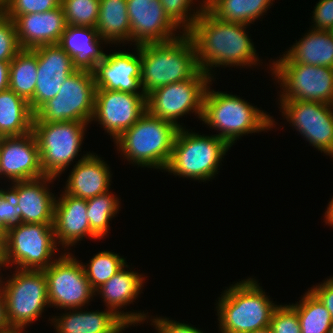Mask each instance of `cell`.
<instances>
[{
	"mask_svg": "<svg viewBox=\"0 0 333 333\" xmlns=\"http://www.w3.org/2000/svg\"><path fill=\"white\" fill-rule=\"evenodd\" d=\"M239 23L222 21L206 7L187 32L193 39L200 69L213 81L214 67H251L258 65L259 55L246 33L247 27Z\"/></svg>",
	"mask_w": 333,
	"mask_h": 333,
	"instance_id": "obj_1",
	"label": "cell"
},
{
	"mask_svg": "<svg viewBox=\"0 0 333 333\" xmlns=\"http://www.w3.org/2000/svg\"><path fill=\"white\" fill-rule=\"evenodd\" d=\"M141 87L147 95L154 89L191 79L200 67L196 46L188 33L168 42L139 45Z\"/></svg>",
	"mask_w": 333,
	"mask_h": 333,
	"instance_id": "obj_2",
	"label": "cell"
},
{
	"mask_svg": "<svg viewBox=\"0 0 333 333\" xmlns=\"http://www.w3.org/2000/svg\"><path fill=\"white\" fill-rule=\"evenodd\" d=\"M210 88L208 85L204 95L200 121L220 131L215 135L230 146L241 136L270 130L276 125L273 116L253 106L252 103L249 104L240 96L216 92Z\"/></svg>",
	"mask_w": 333,
	"mask_h": 333,
	"instance_id": "obj_3",
	"label": "cell"
},
{
	"mask_svg": "<svg viewBox=\"0 0 333 333\" xmlns=\"http://www.w3.org/2000/svg\"><path fill=\"white\" fill-rule=\"evenodd\" d=\"M220 295L216 310L221 333H250L269 327L271 316L278 306L254 278H247Z\"/></svg>",
	"mask_w": 333,
	"mask_h": 333,
	"instance_id": "obj_4",
	"label": "cell"
},
{
	"mask_svg": "<svg viewBox=\"0 0 333 333\" xmlns=\"http://www.w3.org/2000/svg\"><path fill=\"white\" fill-rule=\"evenodd\" d=\"M178 129L173 123L146 111L114 142L121 155L130 163L165 171Z\"/></svg>",
	"mask_w": 333,
	"mask_h": 333,
	"instance_id": "obj_5",
	"label": "cell"
},
{
	"mask_svg": "<svg viewBox=\"0 0 333 333\" xmlns=\"http://www.w3.org/2000/svg\"><path fill=\"white\" fill-rule=\"evenodd\" d=\"M230 147L216 135L205 136L190 132L185 127L180 128L176 133L172 155L165 171L203 182L211 180L218 174L219 164Z\"/></svg>",
	"mask_w": 333,
	"mask_h": 333,
	"instance_id": "obj_6",
	"label": "cell"
},
{
	"mask_svg": "<svg viewBox=\"0 0 333 333\" xmlns=\"http://www.w3.org/2000/svg\"><path fill=\"white\" fill-rule=\"evenodd\" d=\"M56 245L53 224L19 223L3 234L2 265L8 269L15 265L17 269L44 270L57 259H53Z\"/></svg>",
	"mask_w": 333,
	"mask_h": 333,
	"instance_id": "obj_7",
	"label": "cell"
},
{
	"mask_svg": "<svg viewBox=\"0 0 333 333\" xmlns=\"http://www.w3.org/2000/svg\"><path fill=\"white\" fill-rule=\"evenodd\" d=\"M14 269L15 273L8 280L3 281L1 277L0 289L10 327L24 330L49 307L47 280L43 270Z\"/></svg>",
	"mask_w": 333,
	"mask_h": 333,
	"instance_id": "obj_8",
	"label": "cell"
},
{
	"mask_svg": "<svg viewBox=\"0 0 333 333\" xmlns=\"http://www.w3.org/2000/svg\"><path fill=\"white\" fill-rule=\"evenodd\" d=\"M89 123L79 121L32 122L44 176L57 178L82 149Z\"/></svg>",
	"mask_w": 333,
	"mask_h": 333,
	"instance_id": "obj_9",
	"label": "cell"
},
{
	"mask_svg": "<svg viewBox=\"0 0 333 333\" xmlns=\"http://www.w3.org/2000/svg\"><path fill=\"white\" fill-rule=\"evenodd\" d=\"M95 93L93 72L76 70L65 79L58 94L34 113L33 122L91 123Z\"/></svg>",
	"mask_w": 333,
	"mask_h": 333,
	"instance_id": "obj_10",
	"label": "cell"
},
{
	"mask_svg": "<svg viewBox=\"0 0 333 333\" xmlns=\"http://www.w3.org/2000/svg\"><path fill=\"white\" fill-rule=\"evenodd\" d=\"M271 63L272 76L282 89L278 101L303 100L333 105L332 67L296 62Z\"/></svg>",
	"mask_w": 333,
	"mask_h": 333,
	"instance_id": "obj_11",
	"label": "cell"
},
{
	"mask_svg": "<svg viewBox=\"0 0 333 333\" xmlns=\"http://www.w3.org/2000/svg\"><path fill=\"white\" fill-rule=\"evenodd\" d=\"M212 80L200 69L191 79L158 87L146 95L147 111L179 129L183 126L177 120L191 112L201 120L204 95Z\"/></svg>",
	"mask_w": 333,
	"mask_h": 333,
	"instance_id": "obj_12",
	"label": "cell"
},
{
	"mask_svg": "<svg viewBox=\"0 0 333 333\" xmlns=\"http://www.w3.org/2000/svg\"><path fill=\"white\" fill-rule=\"evenodd\" d=\"M47 280L49 306L59 309L82 308L95 295L82 262L71 253H61L58 259L43 270Z\"/></svg>",
	"mask_w": 333,
	"mask_h": 333,
	"instance_id": "obj_13",
	"label": "cell"
},
{
	"mask_svg": "<svg viewBox=\"0 0 333 333\" xmlns=\"http://www.w3.org/2000/svg\"><path fill=\"white\" fill-rule=\"evenodd\" d=\"M289 124L318 151L333 158V105L311 101H280Z\"/></svg>",
	"mask_w": 333,
	"mask_h": 333,
	"instance_id": "obj_14",
	"label": "cell"
},
{
	"mask_svg": "<svg viewBox=\"0 0 333 333\" xmlns=\"http://www.w3.org/2000/svg\"><path fill=\"white\" fill-rule=\"evenodd\" d=\"M147 111L146 95L96 89L91 121H98L114 141Z\"/></svg>",
	"mask_w": 333,
	"mask_h": 333,
	"instance_id": "obj_15",
	"label": "cell"
},
{
	"mask_svg": "<svg viewBox=\"0 0 333 333\" xmlns=\"http://www.w3.org/2000/svg\"><path fill=\"white\" fill-rule=\"evenodd\" d=\"M127 11L135 46L168 42L184 33L165 13L160 0H127Z\"/></svg>",
	"mask_w": 333,
	"mask_h": 333,
	"instance_id": "obj_16",
	"label": "cell"
},
{
	"mask_svg": "<svg viewBox=\"0 0 333 333\" xmlns=\"http://www.w3.org/2000/svg\"><path fill=\"white\" fill-rule=\"evenodd\" d=\"M33 50L37 53V82L34 97L28 103L35 113L58 94L65 79L77 69L72 57L58 44L41 45Z\"/></svg>",
	"mask_w": 333,
	"mask_h": 333,
	"instance_id": "obj_17",
	"label": "cell"
},
{
	"mask_svg": "<svg viewBox=\"0 0 333 333\" xmlns=\"http://www.w3.org/2000/svg\"><path fill=\"white\" fill-rule=\"evenodd\" d=\"M15 181L44 177L40 153L33 132L0 137V176Z\"/></svg>",
	"mask_w": 333,
	"mask_h": 333,
	"instance_id": "obj_18",
	"label": "cell"
},
{
	"mask_svg": "<svg viewBox=\"0 0 333 333\" xmlns=\"http://www.w3.org/2000/svg\"><path fill=\"white\" fill-rule=\"evenodd\" d=\"M137 54L130 52H112L106 54L93 71L96 89L115 90L134 94H144L140 83L141 54L136 45ZM141 92H140V91Z\"/></svg>",
	"mask_w": 333,
	"mask_h": 333,
	"instance_id": "obj_19",
	"label": "cell"
},
{
	"mask_svg": "<svg viewBox=\"0 0 333 333\" xmlns=\"http://www.w3.org/2000/svg\"><path fill=\"white\" fill-rule=\"evenodd\" d=\"M129 265L123 266L116 274H114L107 282L97 288L95 292L103 298L105 306L113 311L119 318H121L127 325H138L144 323L149 318L147 313L138 312H124L121 308L126 307L132 302H135L141 293V288L144 286L143 274L136 271L128 270ZM127 269V270H125ZM144 276V277H143ZM124 306V307H123ZM148 317V318H147Z\"/></svg>",
	"mask_w": 333,
	"mask_h": 333,
	"instance_id": "obj_20",
	"label": "cell"
},
{
	"mask_svg": "<svg viewBox=\"0 0 333 333\" xmlns=\"http://www.w3.org/2000/svg\"><path fill=\"white\" fill-rule=\"evenodd\" d=\"M55 179L44 176L34 180L11 182L12 186L7 190L21 208V223L54 224L56 197L47 184Z\"/></svg>",
	"mask_w": 333,
	"mask_h": 333,
	"instance_id": "obj_21",
	"label": "cell"
},
{
	"mask_svg": "<svg viewBox=\"0 0 333 333\" xmlns=\"http://www.w3.org/2000/svg\"><path fill=\"white\" fill-rule=\"evenodd\" d=\"M62 192L54 204L53 226L57 244L68 251L71 249L69 246H74L86 236L100 239L90 228L86 200Z\"/></svg>",
	"mask_w": 333,
	"mask_h": 333,
	"instance_id": "obj_22",
	"label": "cell"
},
{
	"mask_svg": "<svg viewBox=\"0 0 333 333\" xmlns=\"http://www.w3.org/2000/svg\"><path fill=\"white\" fill-rule=\"evenodd\" d=\"M13 22L21 49L58 44L67 26L61 5L43 13L19 15Z\"/></svg>",
	"mask_w": 333,
	"mask_h": 333,
	"instance_id": "obj_23",
	"label": "cell"
},
{
	"mask_svg": "<svg viewBox=\"0 0 333 333\" xmlns=\"http://www.w3.org/2000/svg\"><path fill=\"white\" fill-rule=\"evenodd\" d=\"M109 168L102 158L89 151L73 166L63 191L85 200L106 193L112 178Z\"/></svg>",
	"mask_w": 333,
	"mask_h": 333,
	"instance_id": "obj_24",
	"label": "cell"
},
{
	"mask_svg": "<svg viewBox=\"0 0 333 333\" xmlns=\"http://www.w3.org/2000/svg\"><path fill=\"white\" fill-rule=\"evenodd\" d=\"M103 42L107 44L96 28L67 24L58 45L72 57L77 70L93 72L105 55L101 50Z\"/></svg>",
	"mask_w": 333,
	"mask_h": 333,
	"instance_id": "obj_25",
	"label": "cell"
},
{
	"mask_svg": "<svg viewBox=\"0 0 333 333\" xmlns=\"http://www.w3.org/2000/svg\"><path fill=\"white\" fill-rule=\"evenodd\" d=\"M69 310L49 319L57 333H119L127 325L107 308L106 311L89 312H83L82 308Z\"/></svg>",
	"mask_w": 333,
	"mask_h": 333,
	"instance_id": "obj_26",
	"label": "cell"
},
{
	"mask_svg": "<svg viewBox=\"0 0 333 333\" xmlns=\"http://www.w3.org/2000/svg\"><path fill=\"white\" fill-rule=\"evenodd\" d=\"M280 59L273 62H296L333 68V38L329 31L309 29Z\"/></svg>",
	"mask_w": 333,
	"mask_h": 333,
	"instance_id": "obj_27",
	"label": "cell"
},
{
	"mask_svg": "<svg viewBox=\"0 0 333 333\" xmlns=\"http://www.w3.org/2000/svg\"><path fill=\"white\" fill-rule=\"evenodd\" d=\"M96 30L108 44L131 41L127 0H100Z\"/></svg>",
	"mask_w": 333,
	"mask_h": 333,
	"instance_id": "obj_28",
	"label": "cell"
},
{
	"mask_svg": "<svg viewBox=\"0 0 333 333\" xmlns=\"http://www.w3.org/2000/svg\"><path fill=\"white\" fill-rule=\"evenodd\" d=\"M33 117L34 113L24 98L10 89L0 92V137L31 132Z\"/></svg>",
	"mask_w": 333,
	"mask_h": 333,
	"instance_id": "obj_29",
	"label": "cell"
},
{
	"mask_svg": "<svg viewBox=\"0 0 333 333\" xmlns=\"http://www.w3.org/2000/svg\"><path fill=\"white\" fill-rule=\"evenodd\" d=\"M274 0H211L205 7L218 19L250 25L270 9Z\"/></svg>",
	"mask_w": 333,
	"mask_h": 333,
	"instance_id": "obj_30",
	"label": "cell"
},
{
	"mask_svg": "<svg viewBox=\"0 0 333 333\" xmlns=\"http://www.w3.org/2000/svg\"><path fill=\"white\" fill-rule=\"evenodd\" d=\"M37 68V53L33 49H21L10 62L9 89L27 102L34 97Z\"/></svg>",
	"mask_w": 333,
	"mask_h": 333,
	"instance_id": "obj_31",
	"label": "cell"
},
{
	"mask_svg": "<svg viewBox=\"0 0 333 333\" xmlns=\"http://www.w3.org/2000/svg\"><path fill=\"white\" fill-rule=\"evenodd\" d=\"M290 305L297 312L301 333H329L333 322L329 310L309 289L299 302Z\"/></svg>",
	"mask_w": 333,
	"mask_h": 333,
	"instance_id": "obj_32",
	"label": "cell"
},
{
	"mask_svg": "<svg viewBox=\"0 0 333 333\" xmlns=\"http://www.w3.org/2000/svg\"><path fill=\"white\" fill-rule=\"evenodd\" d=\"M120 204L118 197L110 191L86 200L90 228L100 239L108 235L110 220L117 215Z\"/></svg>",
	"mask_w": 333,
	"mask_h": 333,
	"instance_id": "obj_33",
	"label": "cell"
},
{
	"mask_svg": "<svg viewBox=\"0 0 333 333\" xmlns=\"http://www.w3.org/2000/svg\"><path fill=\"white\" fill-rule=\"evenodd\" d=\"M125 259L114 252L104 250L94 255L86 265L82 262L91 288L95 291L107 282L126 265Z\"/></svg>",
	"mask_w": 333,
	"mask_h": 333,
	"instance_id": "obj_34",
	"label": "cell"
},
{
	"mask_svg": "<svg viewBox=\"0 0 333 333\" xmlns=\"http://www.w3.org/2000/svg\"><path fill=\"white\" fill-rule=\"evenodd\" d=\"M100 0H61L68 25L95 28L99 17Z\"/></svg>",
	"mask_w": 333,
	"mask_h": 333,
	"instance_id": "obj_35",
	"label": "cell"
},
{
	"mask_svg": "<svg viewBox=\"0 0 333 333\" xmlns=\"http://www.w3.org/2000/svg\"><path fill=\"white\" fill-rule=\"evenodd\" d=\"M160 2L165 13L179 28L181 27L184 33L193 27L194 22L205 9L203 4L199 5L196 10L191 9L194 0H160ZM191 10L192 12H190Z\"/></svg>",
	"mask_w": 333,
	"mask_h": 333,
	"instance_id": "obj_36",
	"label": "cell"
},
{
	"mask_svg": "<svg viewBox=\"0 0 333 333\" xmlns=\"http://www.w3.org/2000/svg\"><path fill=\"white\" fill-rule=\"evenodd\" d=\"M61 5V0H2L0 11L14 20L23 14L43 13Z\"/></svg>",
	"mask_w": 333,
	"mask_h": 333,
	"instance_id": "obj_37",
	"label": "cell"
},
{
	"mask_svg": "<svg viewBox=\"0 0 333 333\" xmlns=\"http://www.w3.org/2000/svg\"><path fill=\"white\" fill-rule=\"evenodd\" d=\"M20 50L13 20L0 11V61L11 62Z\"/></svg>",
	"mask_w": 333,
	"mask_h": 333,
	"instance_id": "obj_38",
	"label": "cell"
},
{
	"mask_svg": "<svg viewBox=\"0 0 333 333\" xmlns=\"http://www.w3.org/2000/svg\"><path fill=\"white\" fill-rule=\"evenodd\" d=\"M269 328L272 333H301L296 310L290 305H278L272 313Z\"/></svg>",
	"mask_w": 333,
	"mask_h": 333,
	"instance_id": "obj_39",
	"label": "cell"
},
{
	"mask_svg": "<svg viewBox=\"0 0 333 333\" xmlns=\"http://www.w3.org/2000/svg\"><path fill=\"white\" fill-rule=\"evenodd\" d=\"M19 223H21V208L7 189L0 188V231L4 234Z\"/></svg>",
	"mask_w": 333,
	"mask_h": 333,
	"instance_id": "obj_40",
	"label": "cell"
},
{
	"mask_svg": "<svg viewBox=\"0 0 333 333\" xmlns=\"http://www.w3.org/2000/svg\"><path fill=\"white\" fill-rule=\"evenodd\" d=\"M312 13L313 29L329 31L333 27V0H319Z\"/></svg>",
	"mask_w": 333,
	"mask_h": 333,
	"instance_id": "obj_41",
	"label": "cell"
},
{
	"mask_svg": "<svg viewBox=\"0 0 333 333\" xmlns=\"http://www.w3.org/2000/svg\"><path fill=\"white\" fill-rule=\"evenodd\" d=\"M151 324L155 326L158 333H203L202 330L190 326L186 323L177 322L175 320H169L167 317H155L150 319Z\"/></svg>",
	"mask_w": 333,
	"mask_h": 333,
	"instance_id": "obj_42",
	"label": "cell"
},
{
	"mask_svg": "<svg viewBox=\"0 0 333 333\" xmlns=\"http://www.w3.org/2000/svg\"><path fill=\"white\" fill-rule=\"evenodd\" d=\"M329 310L333 319V277L309 289Z\"/></svg>",
	"mask_w": 333,
	"mask_h": 333,
	"instance_id": "obj_43",
	"label": "cell"
},
{
	"mask_svg": "<svg viewBox=\"0 0 333 333\" xmlns=\"http://www.w3.org/2000/svg\"><path fill=\"white\" fill-rule=\"evenodd\" d=\"M13 330L7 320L6 302L2 290L0 289V333H6Z\"/></svg>",
	"mask_w": 333,
	"mask_h": 333,
	"instance_id": "obj_44",
	"label": "cell"
},
{
	"mask_svg": "<svg viewBox=\"0 0 333 333\" xmlns=\"http://www.w3.org/2000/svg\"><path fill=\"white\" fill-rule=\"evenodd\" d=\"M10 62L0 61V92L9 89Z\"/></svg>",
	"mask_w": 333,
	"mask_h": 333,
	"instance_id": "obj_45",
	"label": "cell"
},
{
	"mask_svg": "<svg viewBox=\"0 0 333 333\" xmlns=\"http://www.w3.org/2000/svg\"><path fill=\"white\" fill-rule=\"evenodd\" d=\"M325 224L331 225L333 227V198L328 204L327 210L324 214Z\"/></svg>",
	"mask_w": 333,
	"mask_h": 333,
	"instance_id": "obj_46",
	"label": "cell"
},
{
	"mask_svg": "<svg viewBox=\"0 0 333 333\" xmlns=\"http://www.w3.org/2000/svg\"><path fill=\"white\" fill-rule=\"evenodd\" d=\"M250 333H272V331L269 327H267V328L255 330V331L250 332Z\"/></svg>",
	"mask_w": 333,
	"mask_h": 333,
	"instance_id": "obj_47",
	"label": "cell"
},
{
	"mask_svg": "<svg viewBox=\"0 0 333 333\" xmlns=\"http://www.w3.org/2000/svg\"><path fill=\"white\" fill-rule=\"evenodd\" d=\"M24 331H26V330L25 329L24 330H15V329H13V330H11L9 332H6V333H24Z\"/></svg>",
	"mask_w": 333,
	"mask_h": 333,
	"instance_id": "obj_48",
	"label": "cell"
},
{
	"mask_svg": "<svg viewBox=\"0 0 333 333\" xmlns=\"http://www.w3.org/2000/svg\"><path fill=\"white\" fill-rule=\"evenodd\" d=\"M329 333H333V322H332V325L330 327Z\"/></svg>",
	"mask_w": 333,
	"mask_h": 333,
	"instance_id": "obj_49",
	"label": "cell"
},
{
	"mask_svg": "<svg viewBox=\"0 0 333 333\" xmlns=\"http://www.w3.org/2000/svg\"><path fill=\"white\" fill-rule=\"evenodd\" d=\"M329 32H330V35H331L332 38H333V27L329 30Z\"/></svg>",
	"mask_w": 333,
	"mask_h": 333,
	"instance_id": "obj_50",
	"label": "cell"
},
{
	"mask_svg": "<svg viewBox=\"0 0 333 333\" xmlns=\"http://www.w3.org/2000/svg\"><path fill=\"white\" fill-rule=\"evenodd\" d=\"M3 267L1 257H0V269ZM0 280H1V275H0Z\"/></svg>",
	"mask_w": 333,
	"mask_h": 333,
	"instance_id": "obj_51",
	"label": "cell"
},
{
	"mask_svg": "<svg viewBox=\"0 0 333 333\" xmlns=\"http://www.w3.org/2000/svg\"><path fill=\"white\" fill-rule=\"evenodd\" d=\"M129 328V325H126L119 333H123L122 331L125 330V328Z\"/></svg>",
	"mask_w": 333,
	"mask_h": 333,
	"instance_id": "obj_52",
	"label": "cell"
},
{
	"mask_svg": "<svg viewBox=\"0 0 333 333\" xmlns=\"http://www.w3.org/2000/svg\"><path fill=\"white\" fill-rule=\"evenodd\" d=\"M2 238H3V234H0V245H1V242H2Z\"/></svg>",
	"mask_w": 333,
	"mask_h": 333,
	"instance_id": "obj_53",
	"label": "cell"
}]
</instances>
